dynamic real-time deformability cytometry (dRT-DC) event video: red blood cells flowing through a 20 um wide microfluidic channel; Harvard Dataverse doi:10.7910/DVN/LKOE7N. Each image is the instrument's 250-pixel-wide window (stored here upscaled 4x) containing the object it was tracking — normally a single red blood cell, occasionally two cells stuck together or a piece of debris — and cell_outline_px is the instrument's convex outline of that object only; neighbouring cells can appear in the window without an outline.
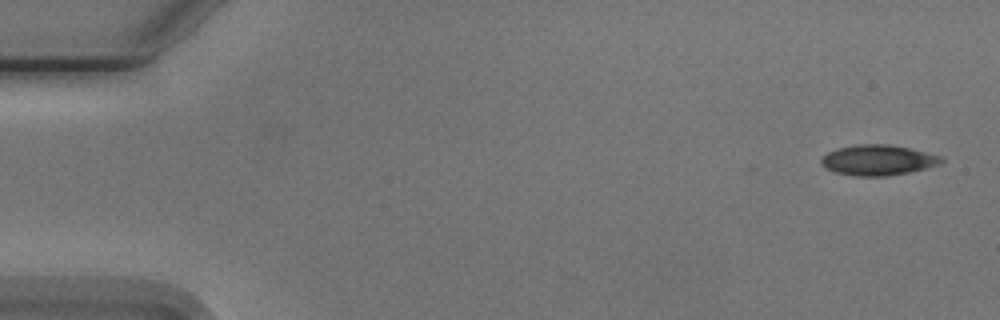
{"species": "Egyptian fruit bat (a non-hibernating species)", "species_latin": "Rousettus aegyptiacus", "temperature_condition": "cold", "stored_images_in_passage": 6, "segment_of_instrument_passage": [1, 2], "camera_frame_rate_fps": 3000, "um_per_image_px": 0.085, "animal": {"sex": "male"}, "frame": {"image": 1, "passage_image": 1, "time_ms": 0.0, "image_size_px": [1000, 320], "cell_outline_px": [[944, 160], [940, 164], [908, 172], [888, 176], [852, 176], [836, 172], [824, 168], [820, 164], [820, 160], [828, 152], [836, 148], [856, 144], [888, 144], [908, 148], [940, 156]], "centroid_in_image_um": [74.56, 13.61], "position_along_channel_um": 10.4, "area_um2": 21.21}}
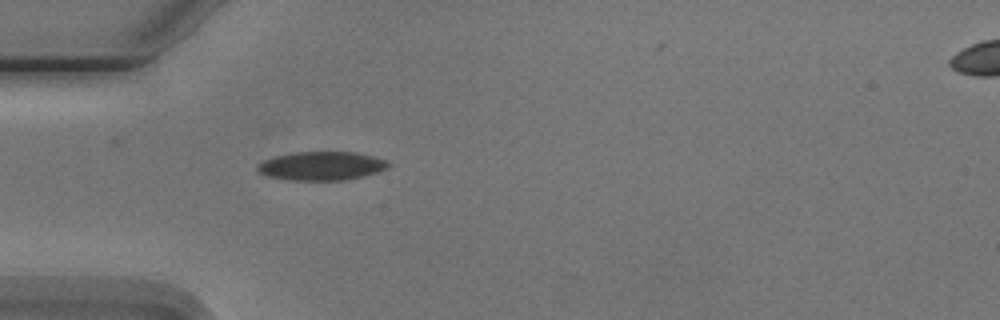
{"frame": {"image": 2, "passage_image": 5, "time_ms": 4.667, "image_size_px": [1000, 320], "cell_outline_px": [[392, 164], [388, 168], [376, 172], [360, 176], [340, 180], [288, 180], [268, 176], [260, 172], [256, 168], [264, 160], [276, 156], [292, 152], [356, 152], [372, 156], [384, 160]], "centroid_in_image_um": [27.32, 14.09], "position_along_channel_um": 57.7, "area_um2": 21.56}}